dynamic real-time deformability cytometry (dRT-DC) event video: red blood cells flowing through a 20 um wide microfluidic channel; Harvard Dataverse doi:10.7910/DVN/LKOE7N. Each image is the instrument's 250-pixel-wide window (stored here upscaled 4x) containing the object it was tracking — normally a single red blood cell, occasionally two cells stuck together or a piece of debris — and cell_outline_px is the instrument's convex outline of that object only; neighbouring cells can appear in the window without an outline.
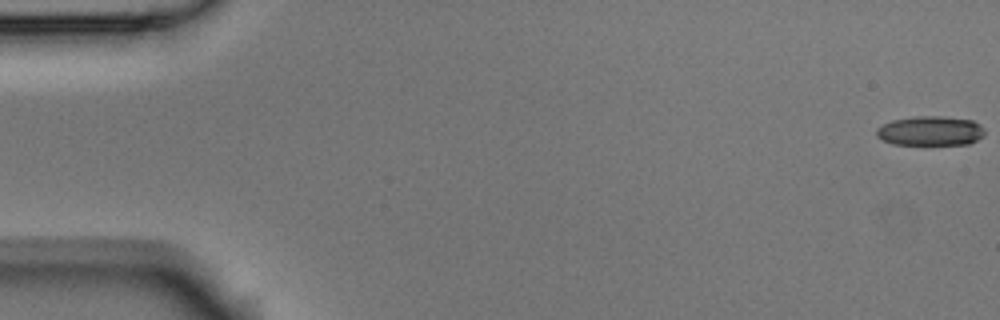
{"species": "Egyptian fruit bat (a non-hibernating species)", "species_latin": "Rousettus aegyptiacus", "temperature_condition": "room temperature", "stored_images_in_passage": 6, "camera_frame_rate_fps": 3000, "um_per_image_px": 0.085, "animal": {"sex": "male"}, "frame": {"image": 1, "passage_image": 1, "time_ms": 0.0, "image_size_px": [1000, 320], "cell_outline_px": [[984, 136], [968, 144], [892, 144], [876, 136], [876, 128], [892, 120], [916, 116], [944, 116], [972, 120], [980, 124], [984, 128]], "centroid_in_image_um": [79.09, 11.12], "position_along_channel_um": 5.9, "area_um2": 18.61}}
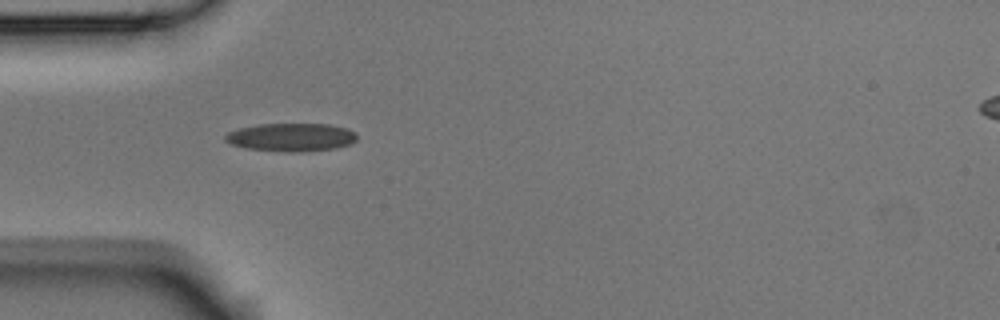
{"frame": {"image": 2, "passage_image": 5, "time_ms": 1.333, "image_size_px": [1000, 320], "cell_outline_px": [[356, 140], [348, 144], [336, 148], [296, 152], [288, 152], [244, 148], [232, 144], [224, 140], [224, 136], [228, 132], [240, 128], [260, 124], [328, 124], [348, 128], [356, 132]], "centroid_in_image_um": [24.75, 11.66], "position_along_channel_um": 60.3, "area_um2": 21.56}}
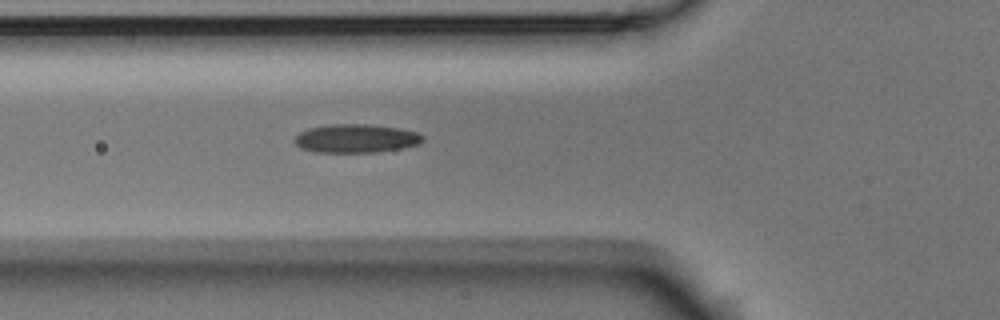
{"frame": {"image": 3, "passage_image": 6, "time_ms": 1.667, "image_size_px": [1000, 320], "cell_outline_px": [[424, 140], [420, 144], [400, 148], [376, 152], [316, 152], [300, 148], [296, 144], [296, 136], [300, 132], [308, 128], [328, 124], [368, 124], [400, 128], [420, 132], [424, 136]], "centroid_in_image_um": [30.3, 11.76], "position_along_channel_um": 95.5, "area_um2": 21.44}}